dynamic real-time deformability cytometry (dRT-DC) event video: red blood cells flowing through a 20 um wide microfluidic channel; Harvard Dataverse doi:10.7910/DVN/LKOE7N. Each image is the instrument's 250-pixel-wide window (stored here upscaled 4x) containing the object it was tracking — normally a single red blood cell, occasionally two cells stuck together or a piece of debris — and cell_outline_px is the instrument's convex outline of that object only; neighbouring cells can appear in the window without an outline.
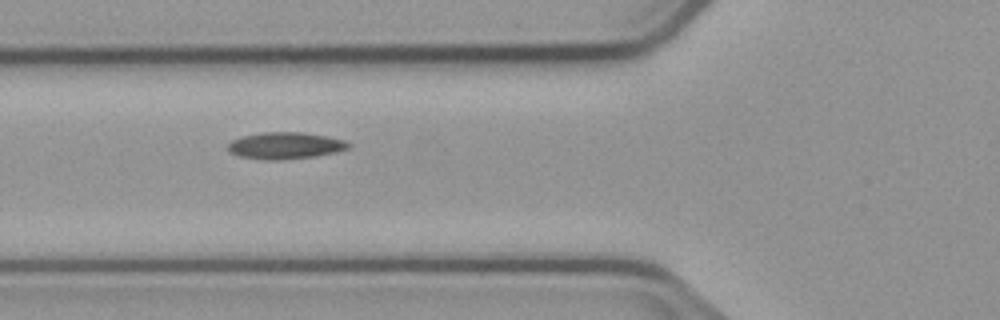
{"species": "common noctule bat (a hibernating species)", "species_latin": "Nyctalus noctula", "temperature_condition": "cold", "stored_images_in_passage": 8, "camera_frame_rate_fps": 3000, "um_per_image_px": 0.085, "animal": {"sex": "male", "body_mass_g": 23.1, "forearm_length_mm": 52.7}, "frame": {"image": 1, "passage_image": 3, "time_ms": 3.0, "image_size_px": [1000, 320], "cell_outline_px": [[352, 144], [348, 148], [336, 152], [316, 156], [280, 160], [268, 160], [240, 156], [232, 152], [228, 148], [228, 144], [232, 140], [244, 136], [264, 132], [304, 132], [328, 136], [344, 140]], "centroid_in_image_um": [24.3, 12.37], "position_along_channel_um": 101.5, "area_um2": 18.67}}
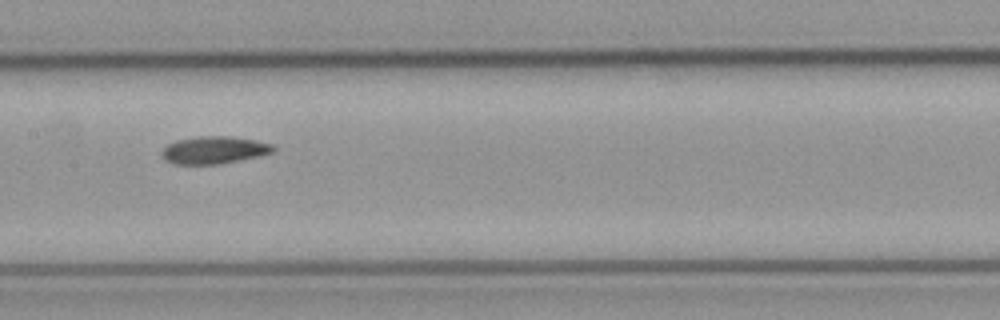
{"frame": {"image": 2, "passage_image": 5, "time_ms": 5.333, "image_size_px": [1000, 320], "cell_outline_px": [[276, 148], [272, 152], [256, 156], [220, 164], [172, 164], [164, 160], [160, 156], [160, 152], [168, 144], [176, 140], [196, 136], [232, 136], [256, 140], [272, 144]], "centroid_in_image_um": [18.14, 12.75], "position_along_channel_um": 189.3, "area_um2": 17.92}}
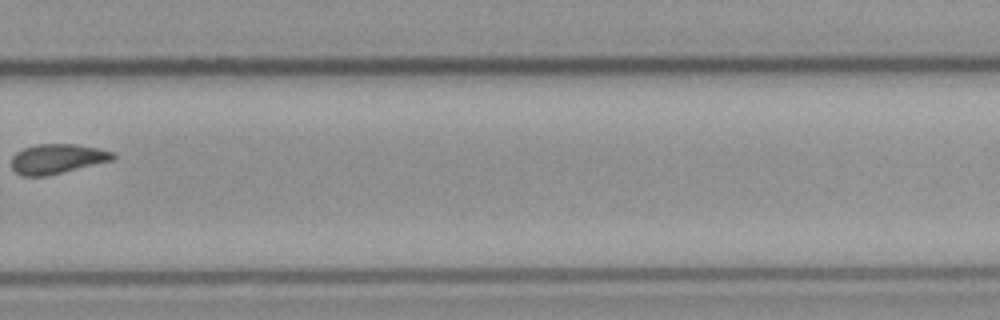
{"frame": {"image": 3, "passage_image": 8, "time_ms": 9.0, "image_size_px": [1000, 320], "cell_outline_px": [[116, 156], [112, 160], [48, 176], [20, 176], [12, 168], [12, 156], [16, 152], [24, 148], [36, 144], [76, 144], [96, 148], [112, 152]], "centroid_in_image_um": [4.82, 13.5], "position_along_channel_um": 325.0, "area_um2": 17.51}}